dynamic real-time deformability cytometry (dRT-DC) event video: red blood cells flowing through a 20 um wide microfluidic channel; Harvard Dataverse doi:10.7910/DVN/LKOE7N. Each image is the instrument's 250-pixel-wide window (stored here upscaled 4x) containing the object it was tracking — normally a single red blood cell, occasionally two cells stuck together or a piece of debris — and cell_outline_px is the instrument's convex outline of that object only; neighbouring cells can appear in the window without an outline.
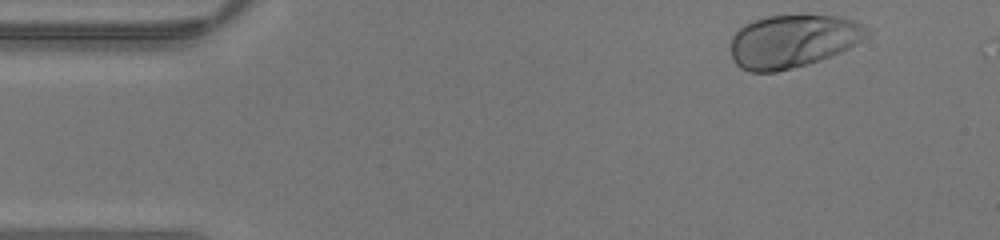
{"species": "human", "species_latin": "Homo sapiens", "temperature_condition": "warm", "stored_images_in_passage": 3, "camera_frame_rate_fps": 3000, "um_per_image_px": 0.085, "donor": {"sex": "male"}, "frame": {"image": 1, "passage_image": 1, "time_ms": 0.0, "image_size_px": [1000, 240], "cell_outline_px": [[872, 32], [868, 36], [856, 44], [840, 52], [820, 60], [808, 64], [776, 72], [748, 72], [740, 68], [732, 60], [732, 36], [744, 24], [768, 16], [836, 16], [852, 20], [864, 24], [872, 28]], "centroid_in_image_um": [67.42, 3.51], "position_along_channel_um": 17.6, "area_um2": 42.08}}